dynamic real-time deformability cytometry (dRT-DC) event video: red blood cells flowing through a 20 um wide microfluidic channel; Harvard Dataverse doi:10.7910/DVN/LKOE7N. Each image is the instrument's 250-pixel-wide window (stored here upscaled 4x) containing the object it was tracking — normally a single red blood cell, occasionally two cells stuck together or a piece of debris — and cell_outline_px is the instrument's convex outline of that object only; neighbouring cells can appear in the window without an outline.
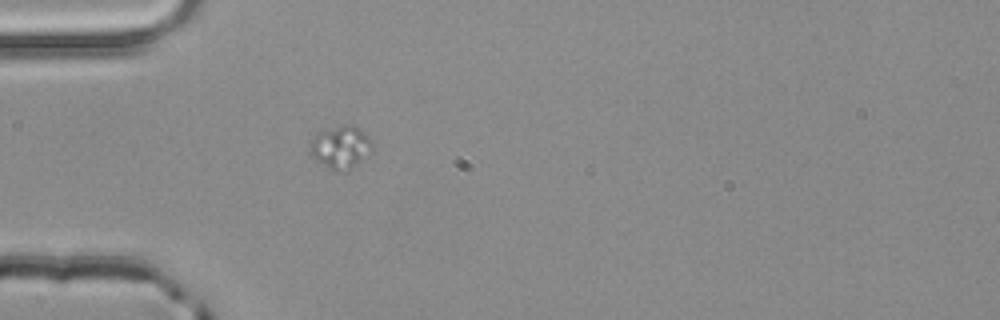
{"species": "common noctule bat (a hibernating species)", "species_latin": "Nyctalus noctula", "temperature_condition": "room temperature", "stored_images_in_passage": 4, "camera_frame_rate_fps": 3000, "um_per_image_px": 0.085, "animal": {"sex": "male", "body_mass_g": 20.4}, "frame": {"image": 1, "passage_image": 4, "time_ms": 1.0, "image_size_px": [1000, 320], "cell_outline_px": [[372, 144], [360, 160], [348, 168], [336, 172], [316, 160], [308, 152], [308, 144], [320, 132], [344, 124], [352, 124], [364, 132], [368, 136]], "centroid_in_image_um": [28.88, 12.48], "position_along_channel_um": 56.1, "area_um2": 14.8}}